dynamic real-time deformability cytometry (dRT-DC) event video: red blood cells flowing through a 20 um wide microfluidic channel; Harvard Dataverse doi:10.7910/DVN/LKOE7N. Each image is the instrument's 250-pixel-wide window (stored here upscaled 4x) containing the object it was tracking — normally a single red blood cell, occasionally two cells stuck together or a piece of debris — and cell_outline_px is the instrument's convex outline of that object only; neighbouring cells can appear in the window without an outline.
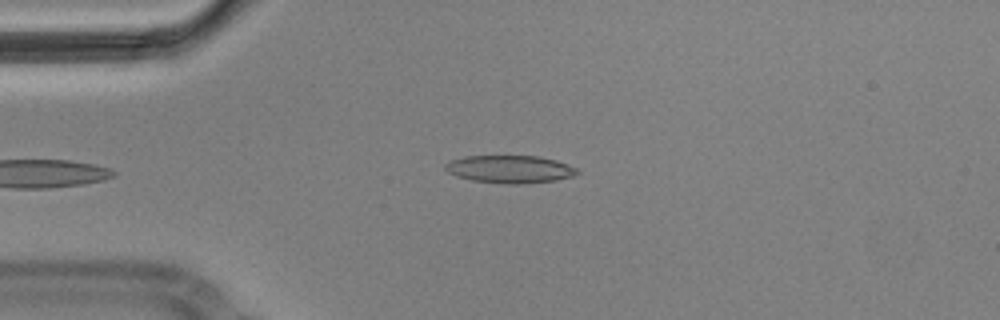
{"species": "Egyptian fruit bat (a non-hibernating species)", "species_latin": "Rousettus aegyptiacus", "temperature_condition": "cold", "stored_images_in_passage": 5, "camera_frame_rate_fps": 3000, "um_per_image_px": 0.085, "animal": {"sex": "male"}, "frame": {"image": 1, "passage_image": 5, "time_ms": 1.333, "image_size_px": [1000, 320], "cell_outline_px": [[580, 172], [572, 176], [556, 180], [516, 184], [508, 184], [472, 180], [456, 176], [448, 172], [444, 168], [444, 164], [448, 160], [464, 156], [540, 156], [556, 160], [568, 164], [576, 168]], "centroid_in_image_um": [43.31, 14.37], "position_along_channel_um": 41.7, "area_um2": 21.33}}